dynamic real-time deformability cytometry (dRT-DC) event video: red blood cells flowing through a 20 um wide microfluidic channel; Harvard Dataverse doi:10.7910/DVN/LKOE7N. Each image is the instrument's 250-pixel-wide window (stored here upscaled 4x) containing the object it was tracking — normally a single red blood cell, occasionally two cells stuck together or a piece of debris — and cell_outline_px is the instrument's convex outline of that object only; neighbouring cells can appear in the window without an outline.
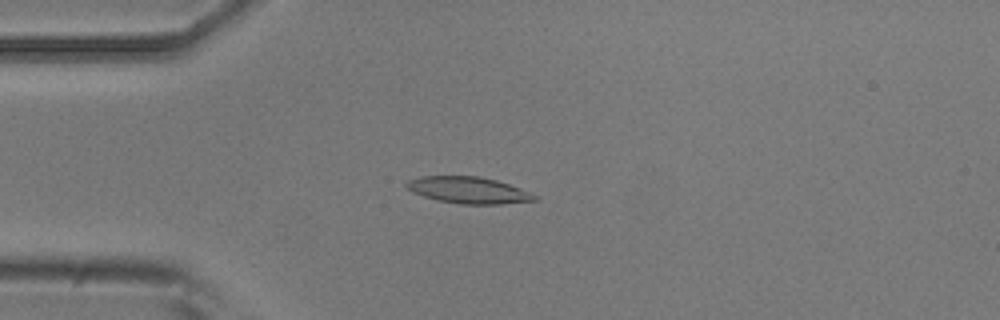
{"species": "common noctule bat (a hibernating species)", "species_latin": "Nyctalus noctula", "temperature_condition": "room temperature", "stored_images_in_passage": 50, "camera_frame_rate_fps": 3000, "um_per_image_px": 0.085, "animal": {"sex": "male", "body_mass_g": 20.5, "forearm_length_mm": 52.5}, "frame": {"image": 1, "passage_image": 12, "time_ms": 3.667, "image_size_px": [1000, 320], "cell_outline_px": [[540, 200], [500, 204], [460, 204], [436, 200], [412, 192], [404, 184], [408, 180], [420, 176], [480, 176], [496, 180], [520, 188], [540, 196]], "centroid_in_image_um": [39.85, 16.16], "position_along_channel_um": 45.2, "area_um2": 20.0}}
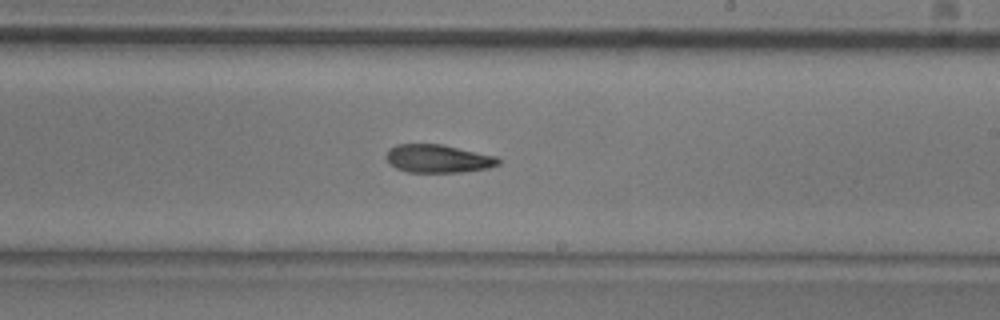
{"frame": {"image": 2, "passage_image": 29, "time_ms": 9.333, "image_size_px": [1000, 320], "cell_outline_px": [[500, 164], [488, 168], [460, 172], [408, 172], [396, 168], [388, 160], [388, 148], [396, 144], [440, 144], [496, 156], [500, 160]], "centroid_in_image_um": [37.25, 13.48], "position_along_channel_um": 251.8, "area_um2": 18.15}}
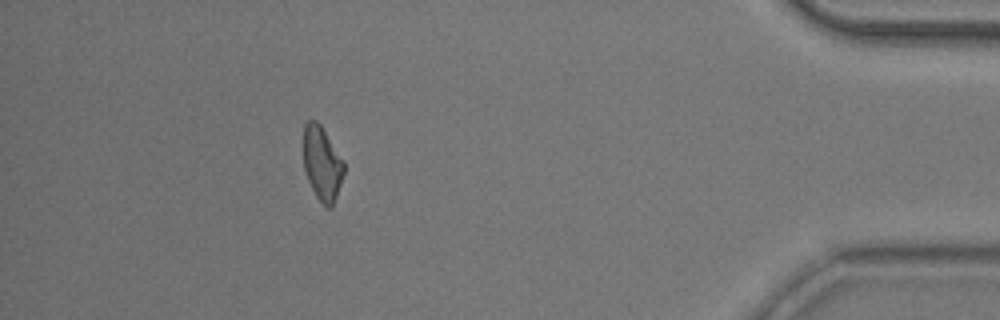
{"frame": {"image": 3, "passage_image": 45, "time_ms": 14.667, "image_size_px": [1000, 320], "cell_outline_px": [[344, 172], [332, 208], [324, 208], [316, 196], [308, 180], [304, 168], [304, 124], [308, 120], [316, 120], [320, 124], [344, 160]], "centroid_in_image_um": [27.38, 13.9], "position_along_channel_um": 407.8, "area_um2": 17.46}, "authors_computed_cell_mechanics": {"area_um2": 18.6694, "velocity_mm_per_s": 3.9211, "shape_relaxation_time_tau1_ms": 6.6485, "shape_relaxation_time_tau2_ms": 4.3568, "deformation_change_tau1": 0.1691, "deformation_change_tau2": 0.1205}}